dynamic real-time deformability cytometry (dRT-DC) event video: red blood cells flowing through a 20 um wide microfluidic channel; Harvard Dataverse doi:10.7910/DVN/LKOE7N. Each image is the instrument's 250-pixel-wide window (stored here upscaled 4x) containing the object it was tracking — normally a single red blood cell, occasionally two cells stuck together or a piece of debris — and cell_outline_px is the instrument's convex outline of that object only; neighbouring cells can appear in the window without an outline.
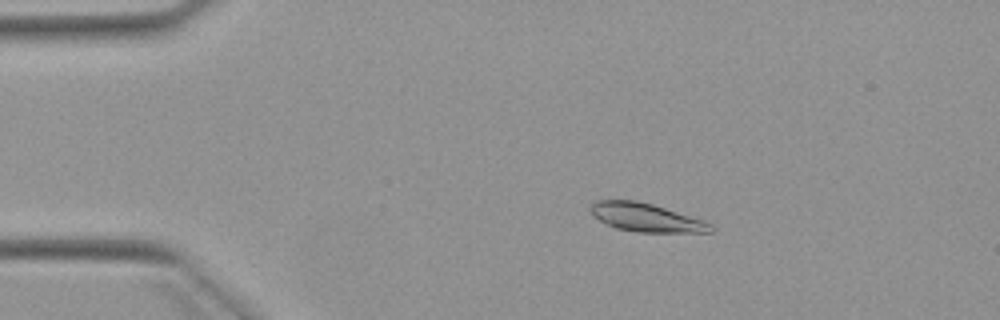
{"species": "Egyptian fruit bat (a non-hibernating species)", "species_latin": "Rousettus aegyptiacus", "temperature_condition": "warm", "stored_images_in_passage": 5, "camera_frame_rate_fps": 3000, "um_per_image_px": 0.085, "animal": {"sex": "female"}, "frame": {"image": 1, "passage_image": 3, "time_ms": 2.333, "image_size_px": [1000, 320], "cell_outline_px": [[712, 232], [636, 232], [616, 228], [600, 220], [588, 208], [596, 200], [636, 200], [652, 204], [704, 220], [712, 224]], "centroid_in_image_um": [54.92, 18.48], "position_along_channel_um": 30.1, "area_um2": 19.65}}
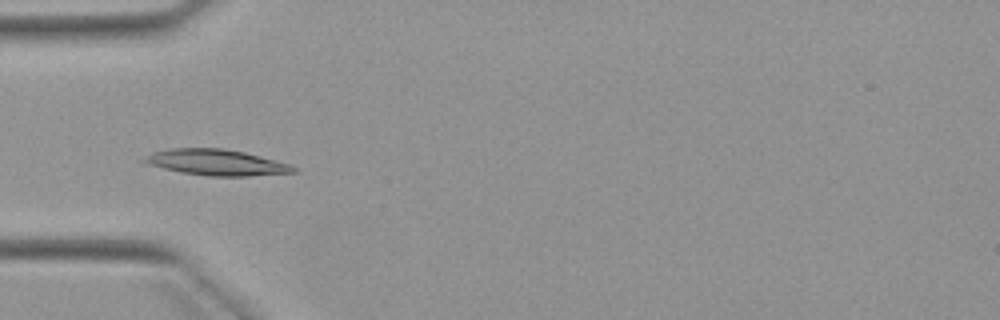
{"frame": {"image": 2, "passage_image": 5, "time_ms": 4.667, "image_size_px": [1000, 320], "cell_outline_px": [[296, 172], [248, 176], [208, 176], [180, 172], [148, 164], [140, 160], [152, 152], [172, 148], [224, 148], [244, 152], [260, 156], [288, 164], [296, 168]], "centroid_in_image_um": [18.36, 13.8], "position_along_channel_um": 66.6, "area_um2": 22.37}}